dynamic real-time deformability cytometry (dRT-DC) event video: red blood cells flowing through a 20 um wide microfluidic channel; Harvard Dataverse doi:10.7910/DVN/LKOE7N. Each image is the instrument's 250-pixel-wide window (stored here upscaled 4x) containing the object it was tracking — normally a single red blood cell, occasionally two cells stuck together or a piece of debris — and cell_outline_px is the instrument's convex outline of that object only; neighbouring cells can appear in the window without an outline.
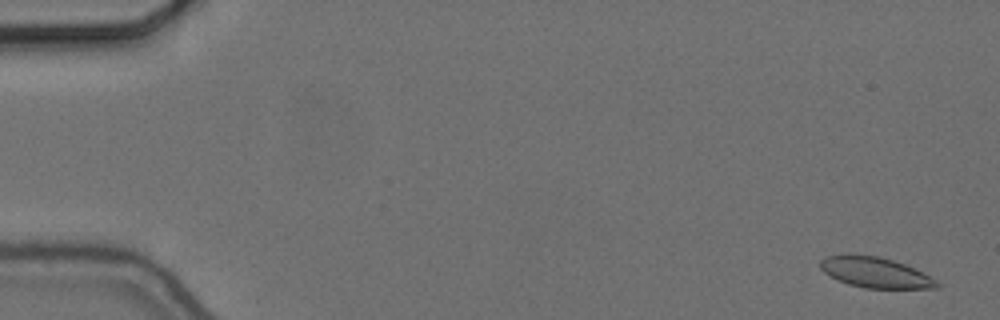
{"species": "common noctule bat (a hibernating species)", "species_latin": "Nyctalus noctula", "temperature_condition": "cold", "stored_images_in_passage": 57, "camera_frame_rate_fps": 3000, "um_per_image_px": 0.085, "animal": {"sex": "female", "body_mass_g": 24.6, "forearm_length_mm": 56.2}, "frame": {"image": 1, "passage_image": 3, "time_ms": 0.667, "image_size_px": [1000, 320], "cell_outline_px": [[940, 288], [864, 288], [848, 284], [824, 272], [820, 268], [820, 260], [824, 256], [844, 252], [848, 252], [880, 256], [904, 264], [936, 280], [940, 284]], "centroid_in_image_um": [74.32, 23.12], "position_along_channel_um": 10.7, "area_um2": 20.92}}
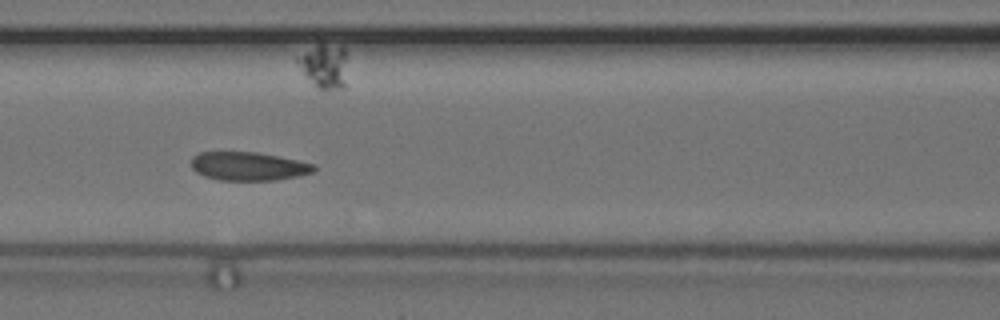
{"frame": {"image": 2, "passage_image": 26, "time_ms": 8.333, "image_size_px": [1000, 320], "cell_outline_px": [[316, 168], [312, 172], [296, 176], [276, 180], [220, 180], [204, 176], [196, 172], [192, 168], [192, 156], [200, 152], [256, 152], [316, 164]], "centroid_in_image_um": [21.09, 14.13], "position_along_channel_um": 145.5, "area_um2": 20.23}}
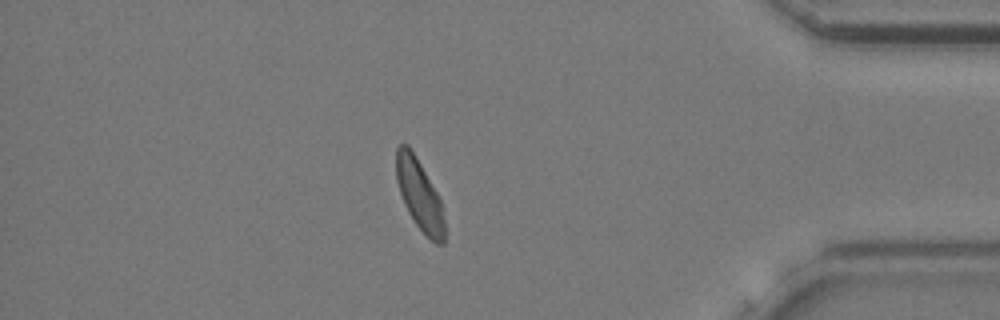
{"frame": {"image": 3, "passage_image": 50, "time_ms": 16.333, "image_size_px": [1000, 320], "cell_outline_px": [[444, 244], [436, 244], [416, 224], [408, 212], [404, 204], [396, 180], [396, 148], [400, 144], [408, 144], [416, 156], [436, 192], [440, 200], [444, 220]], "centroid_in_image_um": [35.63, 16.53], "position_along_channel_um": 399.6, "area_um2": 19.54}, "authors_computed_cell_mechanics": {"area_um2": 21.097, "velocity_mm_per_s": 3.6262, "shape_relaxation_time_tau1_ms": 4.3523, "shape_relaxation_time_tau2_ms": 1.7719, "deformation_change_tau1": 0.1015, "deformation_change_tau2": 0.061}}